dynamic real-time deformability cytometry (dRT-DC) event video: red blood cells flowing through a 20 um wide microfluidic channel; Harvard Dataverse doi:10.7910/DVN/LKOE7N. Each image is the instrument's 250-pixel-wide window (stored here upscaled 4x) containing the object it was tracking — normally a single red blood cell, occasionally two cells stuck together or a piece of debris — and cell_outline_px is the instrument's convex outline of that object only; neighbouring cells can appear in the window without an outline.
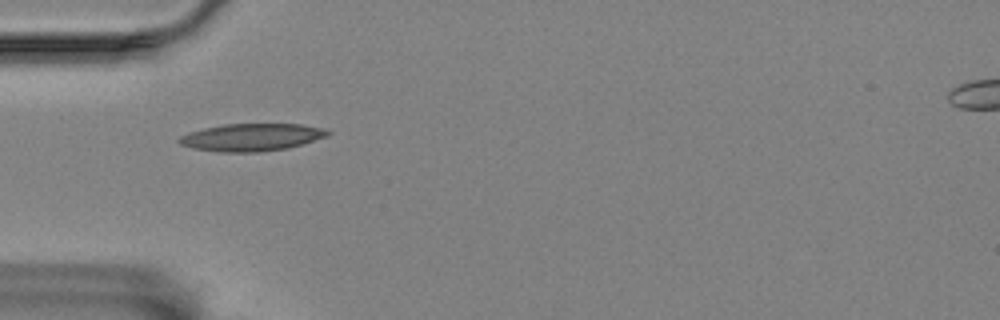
{"species": "Egyptian fruit bat (a non-hibernating species)", "species_latin": "Rousettus aegyptiacus", "temperature_condition": "room temperature", "stored_images_in_passage": 35, "camera_frame_rate_fps": 3000, "um_per_image_px": 0.085, "animal": {"sex": "female"}, "frame": {"image": 1, "passage_image": 1, "time_ms": 0.0, "image_size_px": [1000, 320], "cell_outline_px": [[332, 132], [328, 136], [288, 148], [256, 152], [220, 152], [192, 148], [180, 144], [176, 140], [180, 136], [188, 132], [204, 128], [224, 124], [300, 124], [328, 128]], "centroid_in_image_um": [21.4, 11.66], "position_along_channel_um": 63.6, "area_um2": 23.93}}
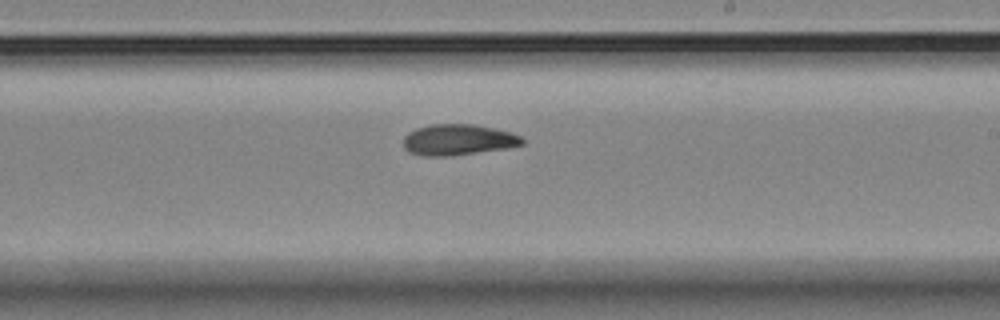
{"frame": {"image": 2, "passage_image": 17, "time_ms": 5.333, "image_size_px": [1000, 320], "cell_outline_px": [[524, 144], [504, 148], [452, 156], [420, 156], [408, 152], [404, 148], [404, 136], [408, 132], [416, 128], [432, 124], [472, 124], [512, 132], [520, 136], [524, 140]], "centroid_in_image_um": [38.9, 11.88], "position_along_channel_um": 250.1, "area_um2": 21.44}}
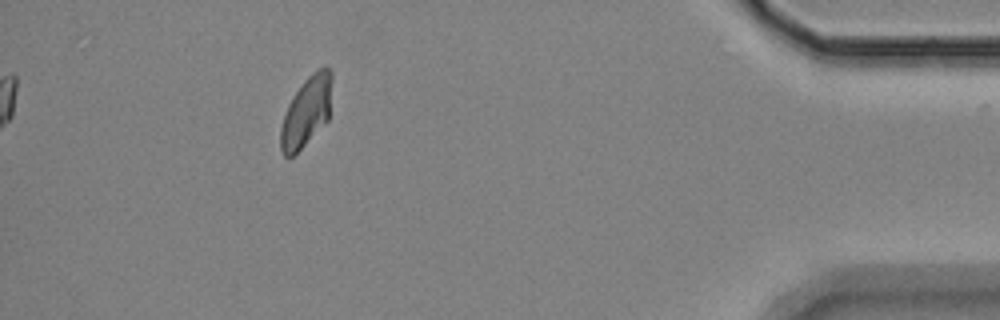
{"frame": {"image": 3, "passage_image": 35, "time_ms": 11.333, "image_size_px": [1000, 320], "cell_outline_px": [[332, 80], [328, 120], [292, 156], [284, 156], [280, 152], [280, 128], [288, 104], [292, 96], [304, 80], [312, 72], [320, 68], [328, 68], [332, 72]], "centroid_in_image_um": [26.03, 9.47], "position_along_channel_um": 409.2, "area_um2": 20.63}, "authors_computed_cell_mechanics": {"area_um2": 21.386, "velocity_mm_per_s": 3.5064, "shape_relaxation_time_tau1_ms": null, "shape_relaxation_time_tau2_ms": 1.2537, "deformation_change_tau1": null, "deformation_change_tau2": 0.0671}}